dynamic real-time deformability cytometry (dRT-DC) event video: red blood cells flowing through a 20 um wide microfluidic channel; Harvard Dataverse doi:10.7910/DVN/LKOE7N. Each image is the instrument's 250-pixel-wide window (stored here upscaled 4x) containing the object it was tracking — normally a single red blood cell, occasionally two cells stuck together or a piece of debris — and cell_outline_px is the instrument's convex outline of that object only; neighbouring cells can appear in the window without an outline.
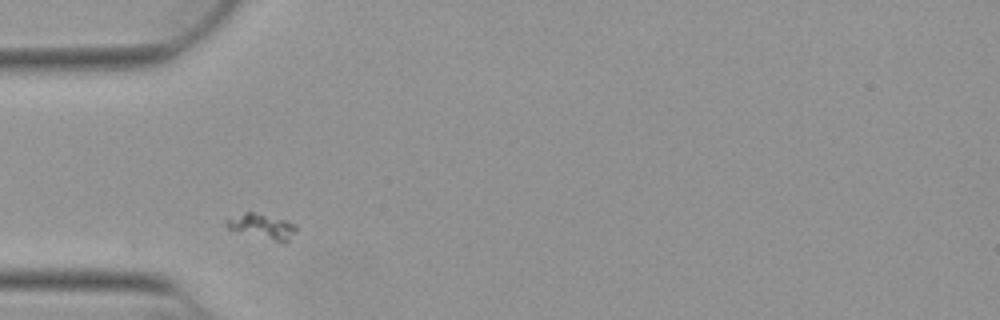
{"species": "Egyptian fruit bat (a non-hibernating species)", "species_latin": "Rousettus aegyptiacus", "temperature_condition": "warm", "stored_images_in_passage": 28, "camera_frame_rate_fps": 3000, "um_per_image_px": 0.085, "animal": {"sex": "female"}, "frame": {"image": 1, "passage_image": 1, "time_ms": 0.0, "image_size_px": [1000, 320], "cell_outline_px": [[296, 232], [284, 244], [280, 244], [228, 228], [224, 224], [224, 220], [244, 212], [252, 212], [284, 220], [296, 224]], "centroid_in_image_um": [22.29, 19.28], "position_along_channel_um": 62.7, "area_um2": 10.23}}
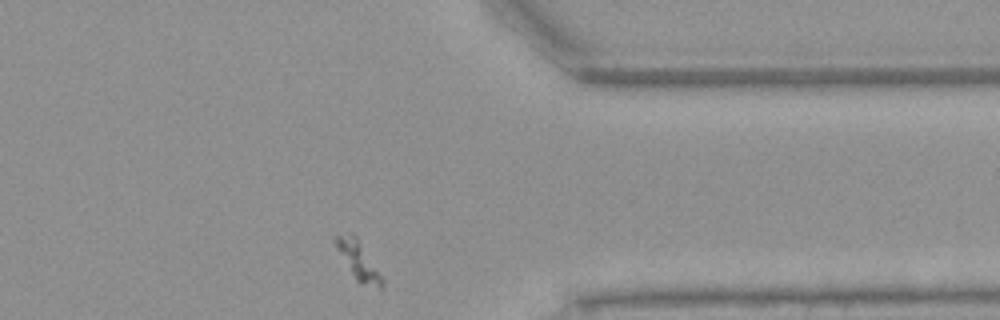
{"frame": {"image": 2, "passage_image": 28, "time_ms": 9.0, "image_size_px": [1000, 320], "cell_outline_px": [[384, 288], [380, 288], [360, 284], [356, 280], [336, 248], [332, 240], [336, 236], [352, 232], [356, 236], [384, 276]], "centroid_in_image_um": [30.5, 22.16], "position_along_channel_um": 380.9, "area_um2": 10.52}}